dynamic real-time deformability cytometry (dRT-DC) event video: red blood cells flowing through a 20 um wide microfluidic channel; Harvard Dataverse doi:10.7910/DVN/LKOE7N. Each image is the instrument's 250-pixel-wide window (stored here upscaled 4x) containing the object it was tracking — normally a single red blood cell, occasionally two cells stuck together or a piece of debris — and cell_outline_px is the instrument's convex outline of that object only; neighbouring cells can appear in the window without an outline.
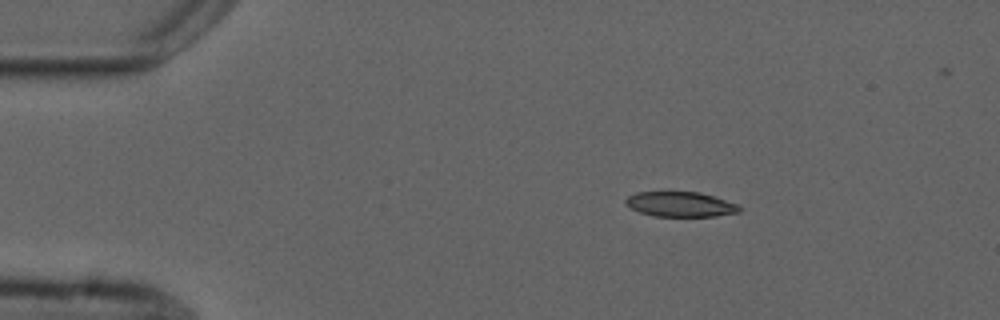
{"species": "common noctule bat (a hibernating species)", "species_latin": "Nyctalus noctula", "temperature_condition": "cold", "stored_images_in_passage": 4, "camera_frame_rate_fps": 3000, "um_per_image_px": 0.085, "animal": {"sex": "male", "forearm_length_mm": 52.5}, "frame": {"image": 1, "passage_image": 2, "time_ms": 1.333, "image_size_px": [1000, 320], "cell_outline_px": [[744, 208], [740, 212], [716, 216], [652, 216], [640, 212], [632, 208], [624, 200], [628, 196], [636, 192], [700, 192], [740, 204]], "centroid_in_image_um": [57.91, 17.36], "position_along_channel_um": 27.1, "area_um2": 16.65}}